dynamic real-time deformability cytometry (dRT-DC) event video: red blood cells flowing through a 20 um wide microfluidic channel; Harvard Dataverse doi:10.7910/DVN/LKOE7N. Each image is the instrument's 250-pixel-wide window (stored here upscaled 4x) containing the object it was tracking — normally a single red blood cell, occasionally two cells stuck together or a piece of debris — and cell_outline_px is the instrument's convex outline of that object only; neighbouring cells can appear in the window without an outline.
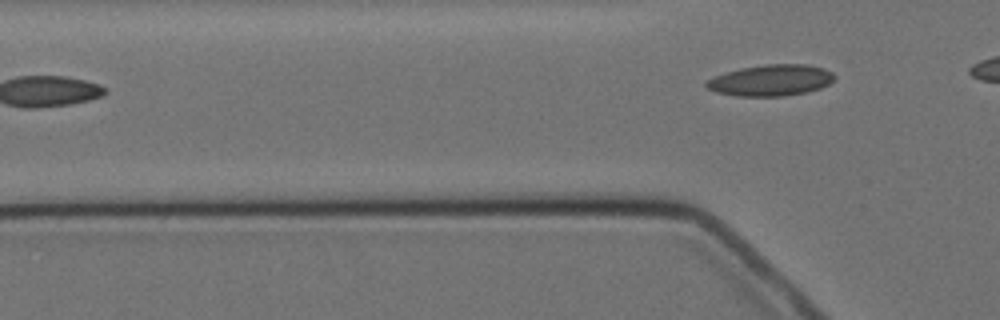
{"species": "Egyptian fruit bat (a non-hibernating species)", "species_latin": "Rousettus aegyptiacus", "temperature_condition": "cold", "stored_images_in_passage": 5, "camera_frame_rate_fps": 3000, "um_per_image_px": 0.085, "animal": {"sex": "female"}, "frame": {"image": 1, "passage_image": 5, "time_ms": 5.0, "image_size_px": [1000, 320], "cell_outline_px": [[836, 76], [828, 84], [820, 88], [808, 92], [784, 96], [736, 96], [716, 92], [708, 88], [704, 84], [712, 76], [724, 72], [740, 68], [764, 64], [808, 64], [824, 68], [832, 72]], "centroid_in_image_um": [65.51, 6.82], "position_along_channel_um": 60.3, "area_um2": 23.52}}